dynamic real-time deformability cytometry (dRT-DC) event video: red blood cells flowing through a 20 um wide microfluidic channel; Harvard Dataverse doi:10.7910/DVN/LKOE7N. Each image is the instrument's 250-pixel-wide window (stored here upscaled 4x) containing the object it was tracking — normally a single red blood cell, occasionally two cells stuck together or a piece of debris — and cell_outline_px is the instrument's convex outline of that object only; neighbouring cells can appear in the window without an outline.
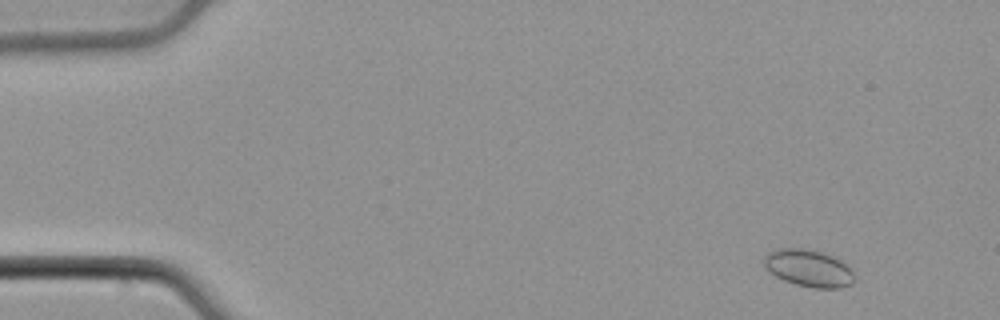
{"species": "common noctule bat (a hibernating species)", "species_latin": "Nyctalus noctula", "temperature_condition": "cold", "stored_images_in_passage": 55, "camera_frame_rate_fps": 3000, "um_per_image_px": 0.085, "animal": {"sex": "male", "body_mass_g": 21.5, "forearm_length_mm": 52.0}, "frame": {"image": 1, "passage_image": 5, "time_ms": 1.333, "image_size_px": [1000, 320], "cell_outline_px": [[856, 280], [852, 284], [840, 288], [812, 288], [796, 284], [784, 280], [776, 276], [764, 268], [764, 256], [768, 252], [776, 248], [804, 248], [820, 252], [832, 256], [840, 260], [852, 268], [856, 276]], "centroid_in_image_um": [68.76, 22.8], "position_along_channel_um": 16.2, "area_um2": 19.83}}
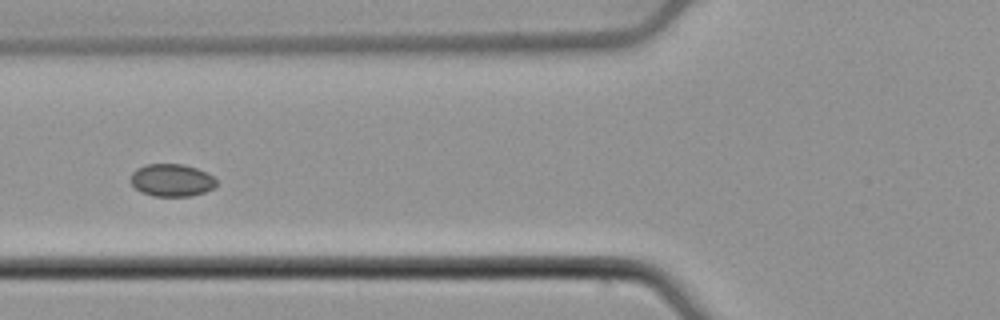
{"frame": {"image": 2, "passage_image": 22, "time_ms": 7.0, "image_size_px": [1000, 320], "cell_outline_px": [[216, 184], [212, 188], [204, 192], [188, 196], [152, 196], [140, 192], [128, 180], [132, 172], [136, 168], [148, 164], [184, 164], [196, 168], [212, 176], [216, 180]], "centroid_in_image_um": [14.53, 15.31], "position_along_channel_um": 111.3, "area_um2": 16.24}}
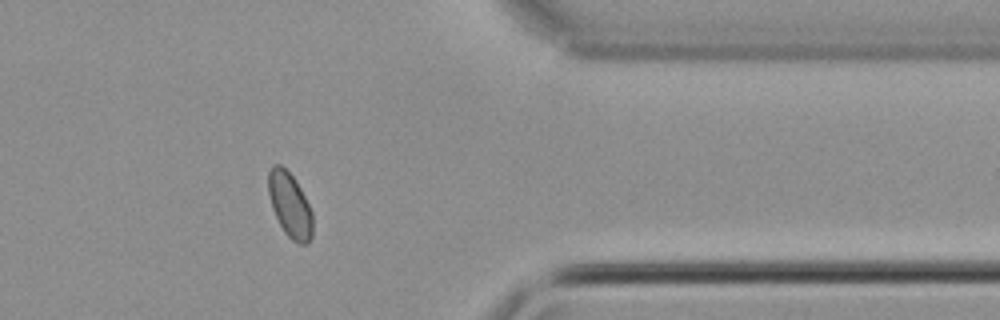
{"frame": {"image": 3, "passage_image": 45, "time_ms": 14.667, "image_size_px": [1000, 320], "cell_outline_px": [[312, 236], [308, 244], [300, 244], [292, 240], [284, 232], [272, 208], [268, 192], [268, 172], [272, 164], [280, 164], [296, 180], [312, 212]], "centroid_in_image_um": [24.63, 17.42], "position_along_channel_um": 386.8, "area_um2": 16.65}}